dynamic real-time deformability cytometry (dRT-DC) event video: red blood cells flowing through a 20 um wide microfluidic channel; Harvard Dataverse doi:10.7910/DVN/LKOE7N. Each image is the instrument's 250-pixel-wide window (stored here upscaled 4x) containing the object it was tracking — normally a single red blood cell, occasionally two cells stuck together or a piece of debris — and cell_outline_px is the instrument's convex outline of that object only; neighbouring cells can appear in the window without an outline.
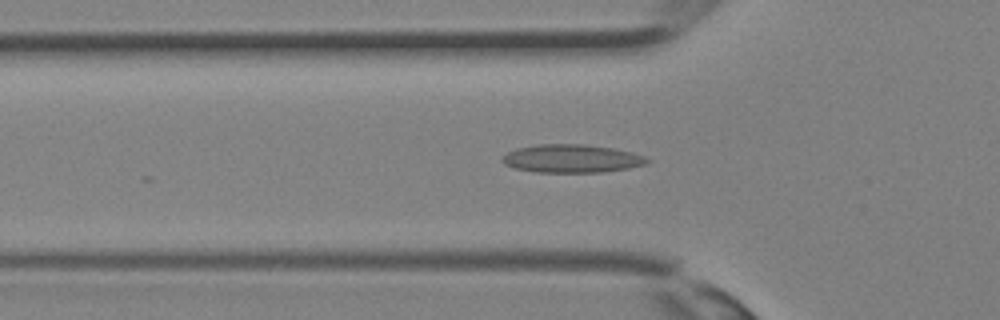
{"species": "Egyptian fruit bat (a non-hibernating species)", "species_latin": "Rousettus aegyptiacus", "temperature_condition": "room temperature", "stored_images_in_passage": 31, "camera_frame_rate_fps": 3000, "um_per_image_px": 0.085, "animal": {"sex": "female"}, "frame": {"image": 1, "passage_image": 8, "time_ms": 2.333, "image_size_px": [1000, 320], "cell_outline_px": [[652, 160], [644, 164], [628, 168], [600, 172], [536, 172], [516, 168], [504, 164], [500, 160], [500, 156], [516, 148], [536, 144], [584, 144], [612, 148], [632, 152], [644, 156]], "centroid_in_image_um": [48.55, 13.47], "position_along_channel_um": 77.2, "area_um2": 23.81}}
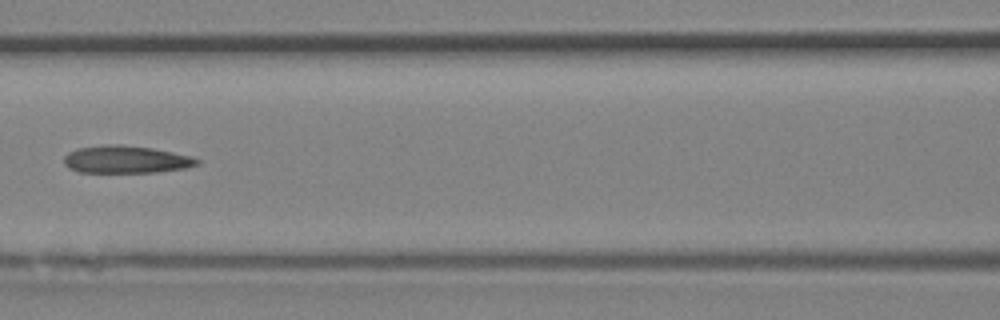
{"frame": {"image": 2, "passage_image": 12, "time_ms": 3.667, "image_size_px": [1000, 320], "cell_outline_px": [[200, 164], [184, 168], [156, 172], [80, 172], [68, 168], [64, 164], [64, 156], [68, 152], [80, 148], [104, 144], [120, 144], [152, 148], [172, 152], [188, 156], [200, 160]], "centroid_in_image_um": [10.68, 13.55], "position_along_channel_um": 155.9, "area_um2": 21.21}}
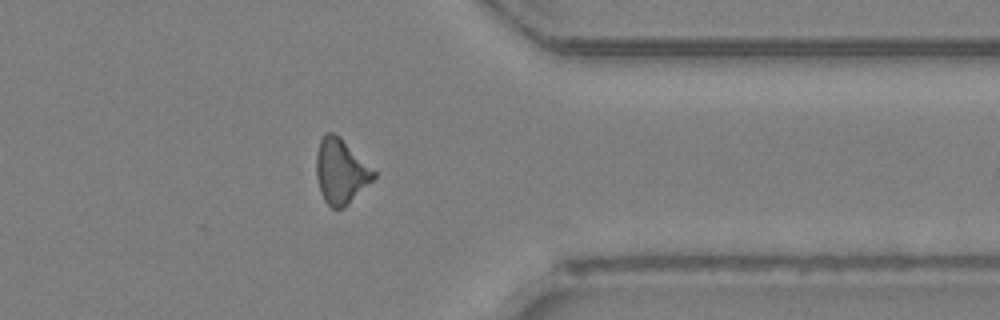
{"frame": {"image": 3, "passage_image": 24, "time_ms": 7.667, "image_size_px": [1000, 320], "cell_outline_px": [[376, 176], [344, 208], [332, 208], [324, 200], [320, 192], [316, 176], [316, 152], [320, 140], [324, 132], [332, 132], [340, 136], [376, 172]], "centroid_in_image_um": [28.94, 14.54], "position_along_channel_um": 382.5, "area_um2": 21.62}}